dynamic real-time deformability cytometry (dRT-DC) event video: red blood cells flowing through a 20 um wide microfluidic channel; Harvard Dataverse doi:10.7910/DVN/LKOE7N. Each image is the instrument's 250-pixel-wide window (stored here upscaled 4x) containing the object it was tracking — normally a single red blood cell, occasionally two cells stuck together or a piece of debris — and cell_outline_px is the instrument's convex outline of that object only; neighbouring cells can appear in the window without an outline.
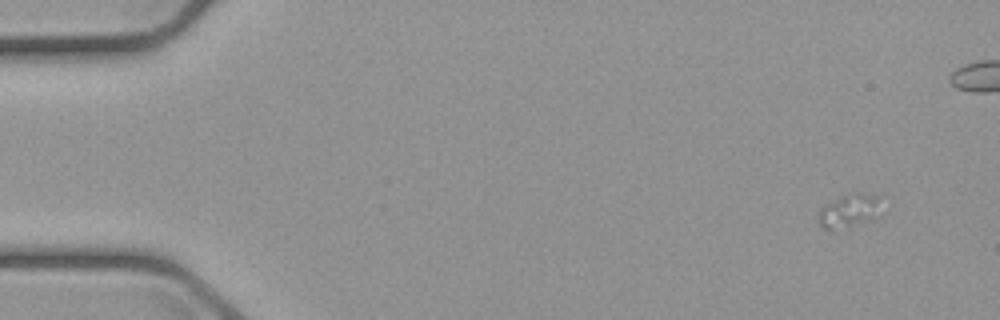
{"species": "common noctule bat (a hibernating species)", "species_latin": "Nyctalus noctula", "temperature_condition": "cold", "stored_images_in_passage": 55, "camera_frame_rate_fps": 3000, "um_per_image_px": 0.085, "animal": {"sex": "male", "body_mass_g": 23.1, "forearm_length_mm": 52.7}, "frame": {"image": 1, "passage_image": 1, "time_ms": 0.0, "image_size_px": [1000, 320], "cell_outline_px": [[880, 196], [872, 216], [848, 228], [824, 228], [820, 224], [816, 216], [816, 212], [824, 204], [848, 192], [860, 192]], "centroid_in_image_um": [72.02, 17.86], "position_along_channel_um": 13.0, "area_um2": 11.79}}
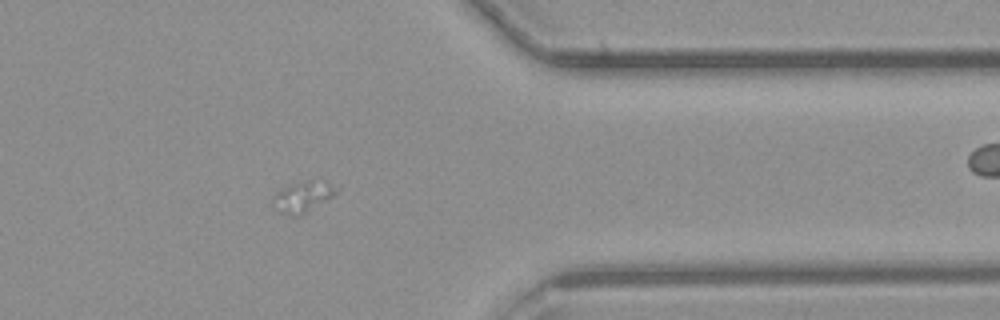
{"frame": {"image": 2, "passage_image": 43, "time_ms": 14.0, "image_size_px": [1000, 320], "cell_outline_px": [[340, 188], [332, 196], [300, 216], [292, 216], [276, 212], [272, 200], [272, 196], [276, 192], [300, 180], [340, 184]], "centroid_in_image_um": [25.72, 16.73], "position_along_channel_um": 385.7, "area_um2": 11.44}}